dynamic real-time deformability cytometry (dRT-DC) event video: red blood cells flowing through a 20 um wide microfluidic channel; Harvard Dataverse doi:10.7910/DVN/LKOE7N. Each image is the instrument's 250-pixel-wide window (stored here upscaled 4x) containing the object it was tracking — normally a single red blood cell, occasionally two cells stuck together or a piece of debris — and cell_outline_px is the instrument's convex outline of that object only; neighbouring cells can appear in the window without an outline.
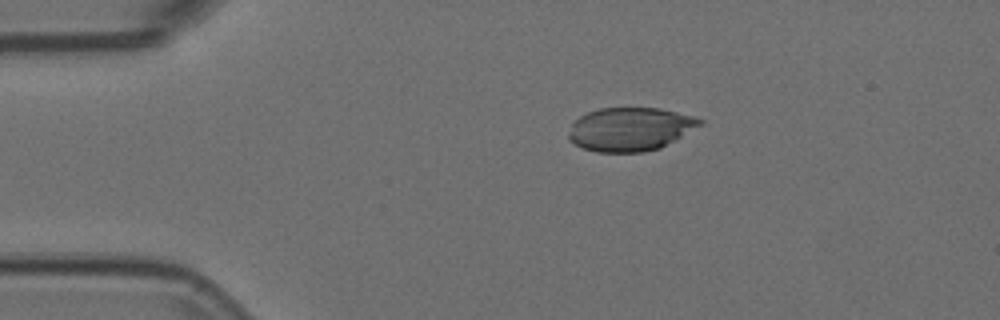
{"species": "Egyptian fruit bat (a non-hibernating species)", "species_latin": "Rousettus aegyptiacus", "temperature_condition": "room temperature", "stored_images_in_passage": 4, "camera_frame_rate_fps": 3000, "um_per_image_px": 0.085, "animal": {"sex": "female"}, "frame": {"image": 1, "passage_image": 1, "time_ms": 0.0, "image_size_px": [1000, 320], "cell_outline_px": [[704, 124], [660, 148], [644, 152], [596, 152], [584, 148], [568, 140], [568, 136], [572, 124], [580, 116], [588, 112], [600, 108], [660, 108], [692, 116], [704, 120]], "centroid_in_image_um": [53.58, 10.98], "position_along_channel_um": 31.4, "area_um2": 33.18}}
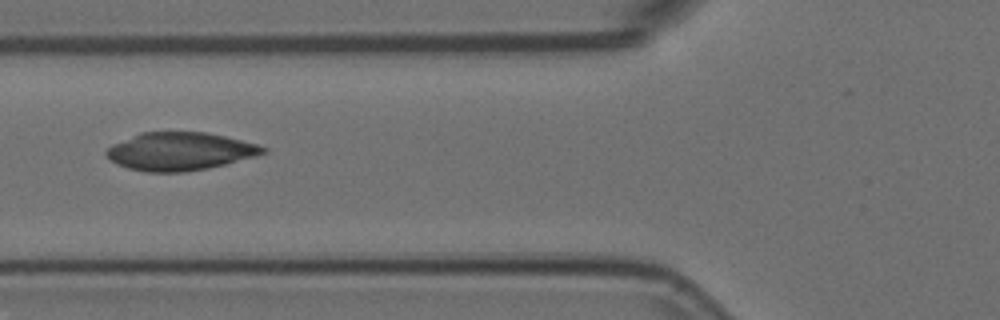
{"frame": {"image": 2, "passage_image": 4, "time_ms": 1.0, "image_size_px": [1000, 320], "cell_outline_px": [[268, 152], [256, 156], [208, 168], [184, 172], [148, 172], [128, 168], [116, 164], [104, 152], [112, 144], [140, 132], [204, 132], [224, 136], [256, 144], [268, 148]], "centroid_in_image_um": [15.28, 12.86], "position_along_channel_um": 110.5, "area_um2": 34.51}}